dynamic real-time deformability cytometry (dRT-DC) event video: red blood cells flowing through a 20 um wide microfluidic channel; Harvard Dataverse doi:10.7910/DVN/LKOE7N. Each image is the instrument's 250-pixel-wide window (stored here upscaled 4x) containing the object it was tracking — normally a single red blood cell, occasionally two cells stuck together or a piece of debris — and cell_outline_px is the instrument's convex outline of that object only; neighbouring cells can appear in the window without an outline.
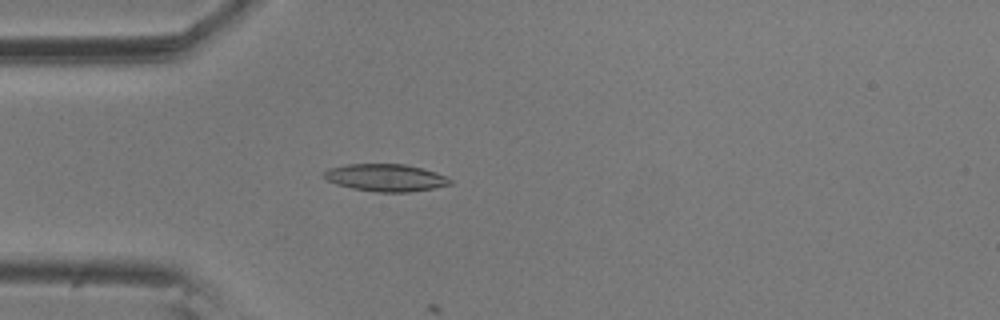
{"species": "common noctule bat (a hibernating species)", "species_latin": "Nyctalus noctula", "temperature_condition": "room temperature", "stored_images_in_passage": 4, "camera_frame_rate_fps": 3000, "um_per_image_px": 0.085, "animal": {"sex": "male", "body_mass_g": 20.5, "forearm_length_mm": 52.5}, "frame": {"image": 1, "passage_image": 4, "time_ms": 1.0, "image_size_px": [1000, 320], "cell_outline_px": [[452, 184], [432, 188], [408, 192], [376, 192], [352, 188], [336, 184], [328, 180], [324, 176], [324, 172], [328, 168], [348, 164], [404, 164], [436, 172], [448, 176], [452, 180]], "centroid_in_image_um": [32.8, 15.1], "position_along_channel_um": 52.2, "area_um2": 20.0}}